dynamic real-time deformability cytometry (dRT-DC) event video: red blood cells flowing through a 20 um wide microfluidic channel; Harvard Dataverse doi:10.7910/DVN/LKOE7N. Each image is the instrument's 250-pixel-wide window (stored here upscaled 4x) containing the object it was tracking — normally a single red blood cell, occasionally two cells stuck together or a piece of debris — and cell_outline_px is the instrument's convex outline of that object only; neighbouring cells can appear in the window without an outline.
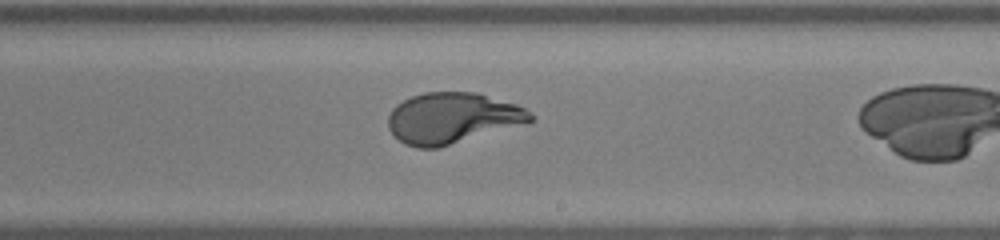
{"species": "human", "species_latin": "Homo sapiens", "temperature_condition": "warm", "stored_images_in_passage": 23, "camera_frame_rate_fps": 3000, "um_per_image_px": 0.085, "donor": {"sex": "female"}, "frame": {"image": 1, "passage_image": 14, "time_ms": 4.333, "image_size_px": [1000, 240], "cell_outline_px": [[536, 116], [528, 124], [436, 148], [416, 148], [404, 144], [388, 128], [388, 116], [392, 108], [396, 104], [412, 96], [424, 92], [476, 92], [516, 104], [532, 112]], "centroid_in_image_um": [38.48, 10.04], "position_along_channel_um": 250.5, "area_um2": 42.43}}